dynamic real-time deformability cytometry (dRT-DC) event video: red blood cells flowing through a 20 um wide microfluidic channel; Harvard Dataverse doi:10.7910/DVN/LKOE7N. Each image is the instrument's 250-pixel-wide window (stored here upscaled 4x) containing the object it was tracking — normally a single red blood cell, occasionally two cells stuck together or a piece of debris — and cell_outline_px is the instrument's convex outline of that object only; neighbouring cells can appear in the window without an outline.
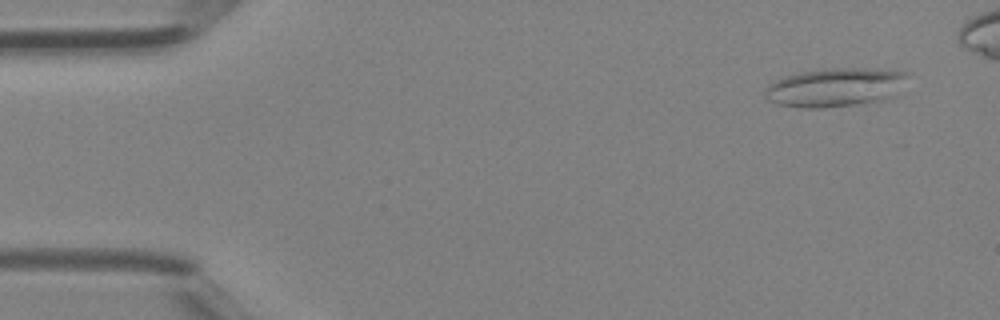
{"species": "Egyptian fruit bat (a non-hibernating species)", "species_latin": "Rousettus aegyptiacus", "temperature_condition": "room temperature", "stored_images_in_passage": 18, "camera_frame_rate_fps": 3000, "um_per_image_px": 0.085, "animal": {"sex": "female"}, "frame": {"image": 1, "passage_image": 3, "time_ms": 0.667, "image_size_px": [1000, 320], "cell_outline_px": [[908, 72], [900, 96], [880, 100], [856, 104], [820, 108], [800, 108], [780, 104], [764, 100], [764, 92], [768, 84], [784, 76], [804, 72], [828, 68], [864, 68]], "centroid_in_image_um": [71.01, 7.43], "position_along_channel_um": 14.0, "area_um2": 32.43}}
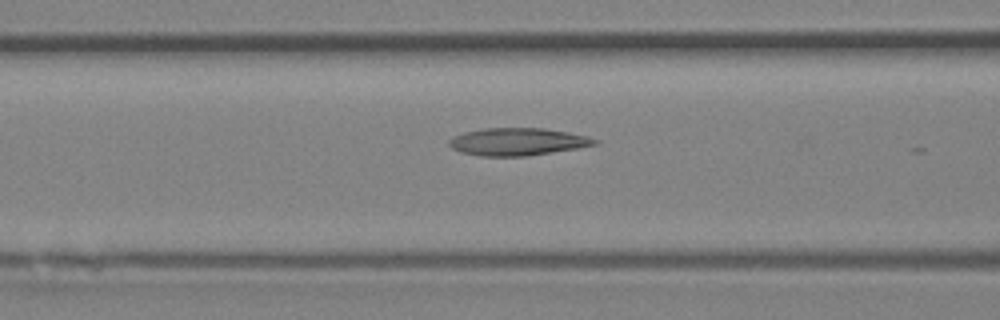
{"frame": {"image": 2, "passage_image": 17, "time_ms": 5.333, "image_size_px": [1000, 320], "cell_outline_px": [[600, 144], [528, 156], [480, 156], [460, 152], [452, 148], [448, 144], [448, 140], [452, 136], [464, 132], [484, 128], [544, 128], [568, 132], [588, 136], [600, 140]], "centroid_in_image_um": [44.0, 12.04], "position_along_channel_um": 122.6, "area_um2": 23.52}}